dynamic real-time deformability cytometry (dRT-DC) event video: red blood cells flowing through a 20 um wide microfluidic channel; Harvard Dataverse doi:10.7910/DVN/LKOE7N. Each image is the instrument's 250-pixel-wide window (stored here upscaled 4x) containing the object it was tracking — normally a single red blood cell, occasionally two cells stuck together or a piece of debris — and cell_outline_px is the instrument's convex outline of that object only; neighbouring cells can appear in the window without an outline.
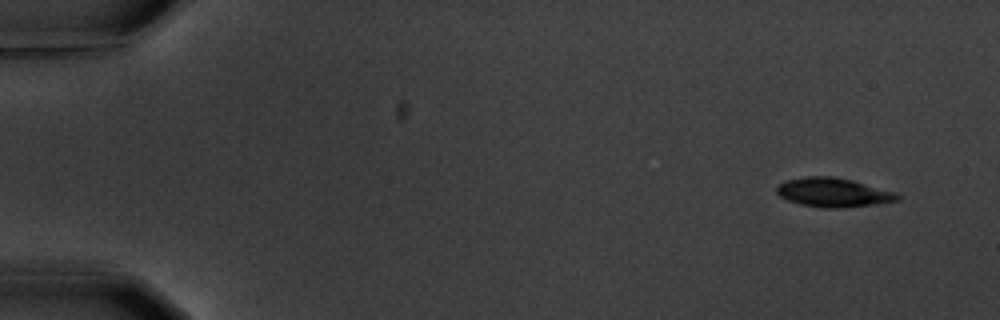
{"species": "common noctule bat (a hibernating species)", "species_latin": "Nyctalus noctula", "temperature_condition": "warm", "stored_images_in_passage": 5, "camera_frame_rate_fps": 3000, "um_per_image_px": 0.085, "animal": {"sex": "male", "body_mass_g": 20.1, "forearm_length_mm": 53.5}, "frame": {"image": 1, "passage_image": 1, "time_ms": 0.0, "image_size_px": [1000, 320], "cell_outline_px": [[900, 200], [880, 204], [840, 208], [824, 208], [800, 204], [788, 200], [780, 196], [776, 192], [776, 188], [784, 180], [808, 176], [832, 176], [852, 180], [896, 192], [900, 196]], "centroid_in_image_um": [70.85, 16.36], "position_along_channel_um": 14.2, "area_um2": 20.58}}
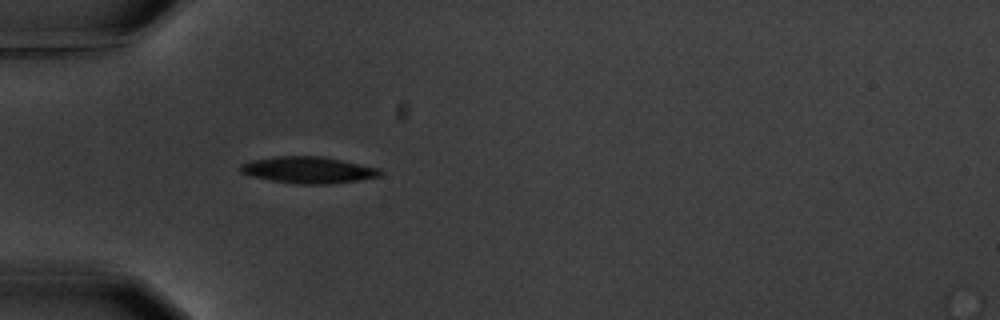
{"frame": {"image": 2, "passage_image": 5, "time_ms": 4.667, "image_size_px": [1000, 320], "cell_outline_px": [[384, 172], [380, 176], [332, 184], [296, 184], [272, 180], [252, 176], [240, 172], [240, 164], [248, 160], [276, 156], [324, 156], [380, 168]], "centroid_in_image_um": [26.2, 14.43], "position_along_channel_um": 58.8, "area_um2": 21.79}}